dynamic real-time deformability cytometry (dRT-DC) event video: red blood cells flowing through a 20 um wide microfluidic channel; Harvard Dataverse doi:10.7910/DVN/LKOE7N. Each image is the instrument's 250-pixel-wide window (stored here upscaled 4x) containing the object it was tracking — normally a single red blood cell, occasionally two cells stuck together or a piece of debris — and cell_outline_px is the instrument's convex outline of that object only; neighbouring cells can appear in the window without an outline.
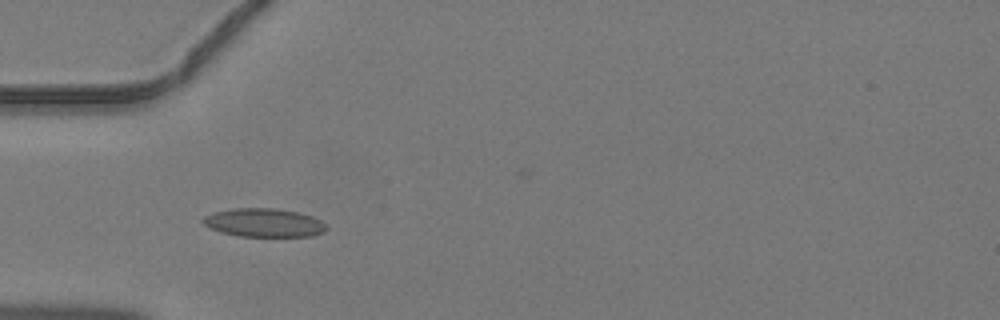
{"species": "common noctule bat (a hibernating species)", "species_latin": "Nyctalus noctula", "temperature_condition": "warm", "stored_images_in_passage": 33, "camera_frame_rate_fps": 3000, "um_per_image_px": 0.085, "animal": {"sex": "male", "body_mass_g": 19.2, "forearm_length_mm": 51.8}, "frame": {"image": 1, "passage_image": 3, "time_ms": 0.667, "image_size_px": [1000, 320], "cell_outline_px": [[328, 228], [324, 232], [312, 236], [236, 236], [220, 232], [204, 224], [200, 220], [204, 216], [212, 212], [232, 208], [276, 208], [296, 212], [312, 216], [320, 220]], "centroid_in_image_um": [22.41, 18.92], "position_along_channel_um": 62.6, "area_um2": 20.58}}
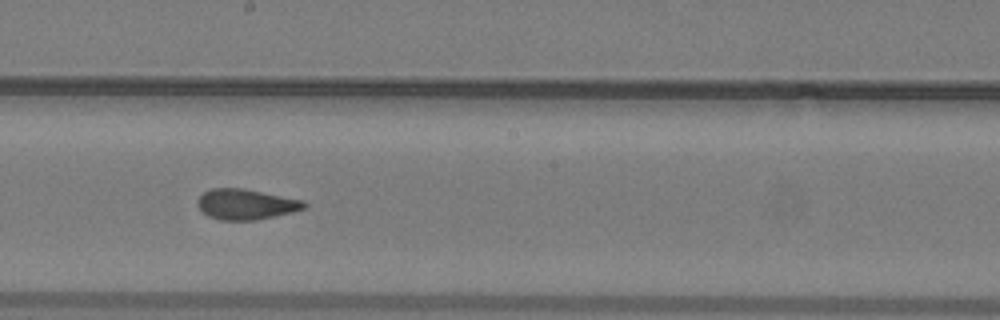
{"frame": {"image": 2, "passage_image": 14, "time_ms": 4.333, "image_size_px": [1000, 320], "cell_outline_px": [[308, 204], [304, 208], [292, 212], [256, 220], [220, 220], [208, 216], [196, 204], [196, 200], [204, 192], [212, 188], [244, 188], [304, 200]], "centroid_in_image_um": [20.9, 17.36], "position_along_channel_um": 227.3, "area_um2": 18.96}}
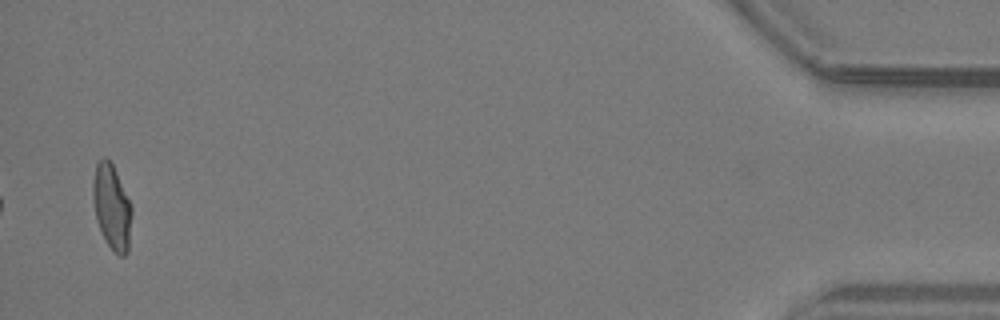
{"frame": {"image": 3, "passage_image": 33, "time_ms": 10.667, "image_size_px": [1000, 320], "cell_outline_px": [[132, 212], [128, 252], [124, 256], [120, 256], [108, 244], [96, 220], [92, 200], [92, 184], [96, 164], [104, 156], [112, 164], [132, 204]], "centroid_in_image_um": [9.5, 17.58], "position_along_channel_um": 425.7, "area_um2": 19.19}}